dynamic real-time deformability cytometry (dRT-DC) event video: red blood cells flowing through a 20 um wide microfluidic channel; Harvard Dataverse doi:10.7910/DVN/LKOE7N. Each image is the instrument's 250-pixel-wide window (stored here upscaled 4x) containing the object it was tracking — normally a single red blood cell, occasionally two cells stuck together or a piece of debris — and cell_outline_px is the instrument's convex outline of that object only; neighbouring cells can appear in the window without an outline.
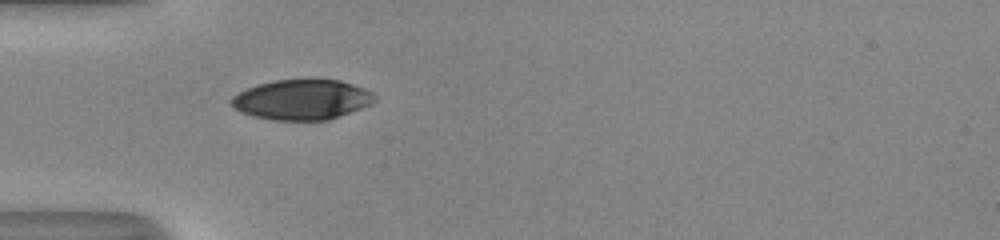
{"species": "human", "species_latin": "Homo sapiens", "temperature_condition": "room temperature", "stored_images_in_passage": 36, "camera_frame_rate_fps": 3000, "um_per_image_px": 0.085, "donor": {"sex": "male"}, "frame": {"image": 1, "passage_image": 1, "time_ms": 0.0, "image_size_px": [1000, 240], "cell_outline_px": [[376, 100], [372, 104], [328, 120], [272, 120], [256, 116], [244, 112], [236, 108], [232, 104], [232, 96], [248, 88], [260, 84], [276, 80], [340, 80], [364, 88], [372, 92], [376, 96]], "centroid_in_image_um": [25.73, 8.47], "position_along_channel_um": 59.3, "area_um2": 33.0}}
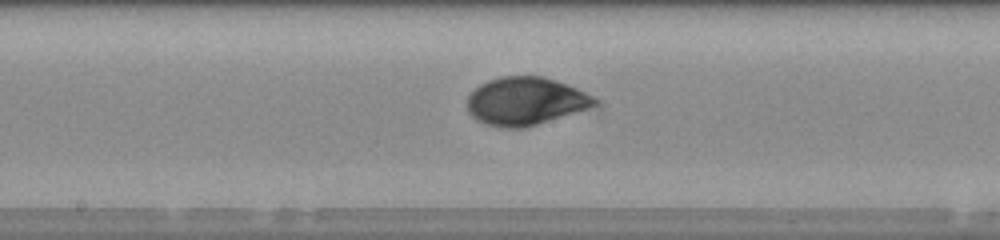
{"frame": {"image": 2, "passage_image": 12, "time_ms": 3.667, "image_size_px": [1000, 240], "cell_outline_px": [[600, 100], [596, 104], [588, 108], [524, 128], [504, 128], [484, 124], [476, 120], [468, 112], [468, 96], [480, 84], [488, 80], [500, 76], [540, 76], [576, 88]], "centroid_in_image_um": [44.62, 8.61], "position_along_channel_um": 203.6, "area_um2": 35.2}}
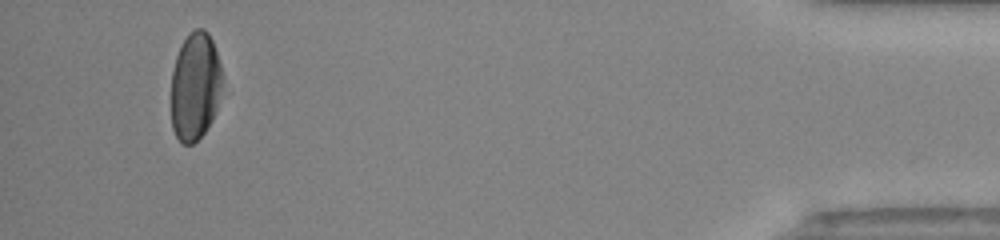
{"frame": {"image": 3, "passage_image": 33, "time_ms": 10.667, "image_size_px": [1000, 240], "cell_outline_px": [[220, 88], [216, 108], [212, 120], [204, 132], [192, 144], [180, 144], [172, 128], [172, 72], [176, 56], [188, 32], [196, 28], [204, 28], [208, 32], [212, 40], [220, 64]], "centroid_in_image_um": [16.56, 7.33], "position_along_channel_um": 418.6, "area_um2": 31.79}, "authors_computed_cell_mechanics": {"area_um2": 35.3736, "velocity_mm_per_s": 4.0874, "shape_relaxation_time_tau1_ms": 3.828, "shape_relaxation_time_tau2_ms": 1.1106, "deformation_change_tau1": 0.1488, "deformation_change_tau2": 0.0388}}